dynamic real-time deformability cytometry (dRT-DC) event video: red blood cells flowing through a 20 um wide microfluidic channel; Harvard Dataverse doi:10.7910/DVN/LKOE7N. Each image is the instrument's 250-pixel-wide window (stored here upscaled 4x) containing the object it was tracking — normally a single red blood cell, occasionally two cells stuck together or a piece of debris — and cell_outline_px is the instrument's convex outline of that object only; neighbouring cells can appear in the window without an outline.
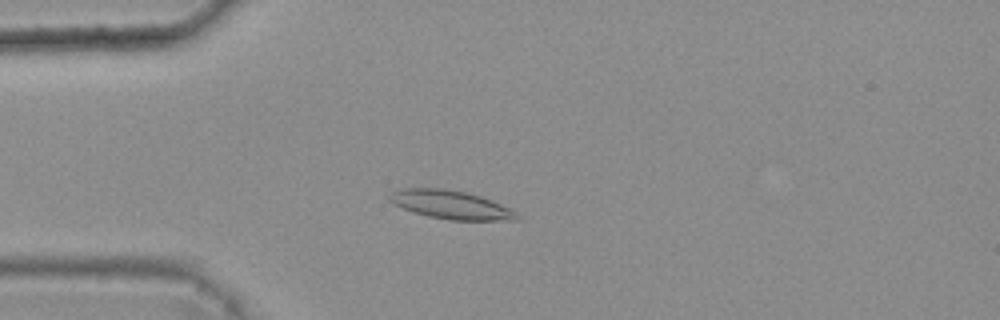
{"species": "common noctule bat (a hibernating species)", "species_latin": "Nyctalus noctula", "temperature_condition": "warm", "stored_images_in_passage": 4, "camera_frame_rate_fps": 3000, "um_per_image_px": 0.085, "animal": {"sex": "female", "body_mass_g": 25.1}, "frame": {"image": 1, "passage_image": 4, "time_ms": 1.0, "image_size_px": [1000, 320], "cell_outline_px": [[520, 220], [448, 220], [428, 216], [404, 208], [388, 200], [388, 196], [392, 192], [404, 188], [444, 188], [468, 192], [480, 196], [500, 204], [516, 212], [520, 216]], "centroid_in_image_um": [38.34, 17.4], "position_along_channel_um": 46.7, "area_um2": 20.98}}